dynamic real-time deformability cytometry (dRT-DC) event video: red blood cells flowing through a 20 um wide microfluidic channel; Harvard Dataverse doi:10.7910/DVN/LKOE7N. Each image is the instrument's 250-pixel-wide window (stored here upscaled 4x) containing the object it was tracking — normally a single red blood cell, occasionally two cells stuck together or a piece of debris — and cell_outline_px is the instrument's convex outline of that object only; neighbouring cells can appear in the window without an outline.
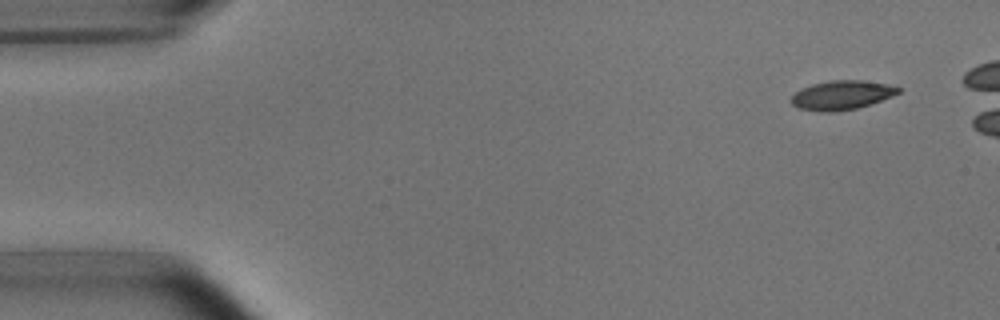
{"species": "common noctule bat (a hibernating species)", "species_latin": "Nyctalus noctula", "temperature_condition": "room temperature", "stored_images_in_passage": 8, "camera_frame_rate_fps": 3000, "um_per_image_px": 0.085, "animal": {"sex": "male", "body_mass_g": 15.6}, "frame": {"image": 1, "passage_image": 1, "time_ms": 0.0, "image_size_px": [1000, 320], "cell_outline_px": [[900, 92], [892, 96], [872, 104], [856, 108], [832, 112], [820, 112], [800, 108], [792, 104], [788, 100], [796, 92], [812, 84], [832, 80], [864, 80], [888, 84], [900, 88]], "centroid_in_image_um": [71.55, 8.08], "position_along_channel_um": 13.4, "area_um2": 18.15}}
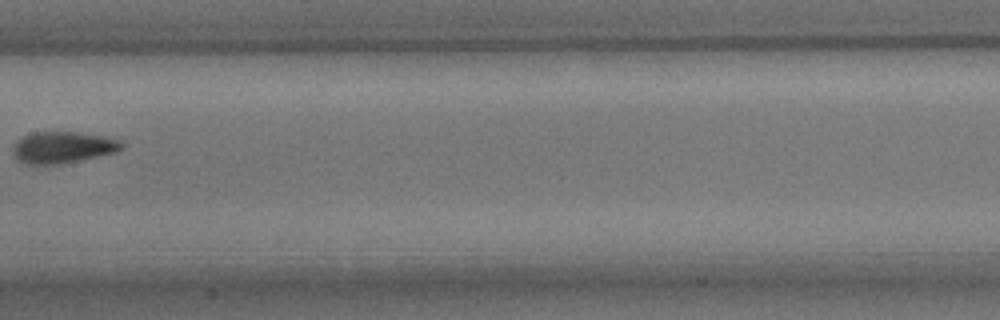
{"frame": {"image": 2, "passage_image": 7, "time_ms": 8.0, "image_size_px": [1000, 320], "cell_outline_px": [[124, 148], [116, 152], [60, 164], [28, 164], [16, 160], [12, 152], [12, 148], [16, 140], [32, 132], [80, 132], [104, 136], [120, 140], [124, 144]], "centroid_in_image_um": [5.32, 12.52], "position_along_channel_um": 202.1, "area_um2": 20.11}}
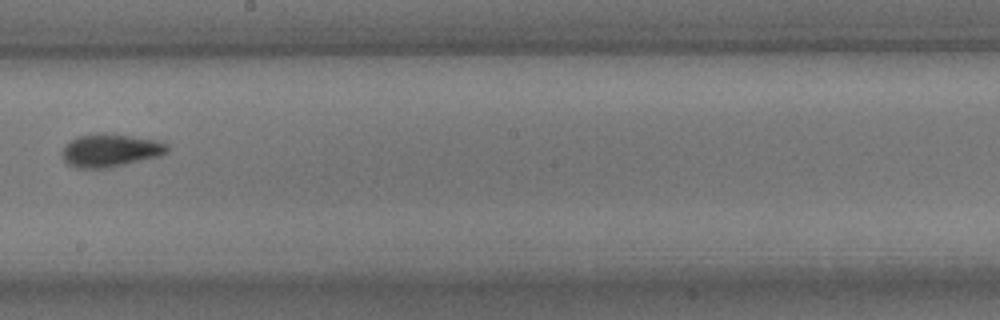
{"frame": {"image": 3, "passage_image": 8, "time_ms": 9.0, "image_size_px": [1000, 320], "cell_outline_px": [[168, 152], [156, 156], [120, 164], [100, 168], [76, 168], [68, 164], [64, 160], [64, 148], [72, 140], [80, 136], [96, 132], [108, 132], [156, 140], [168, 144]], "centroid_in_image_um": [9.37, 12.74], "position_along_channel_um": 238.8, "area_um2": 19.65}}